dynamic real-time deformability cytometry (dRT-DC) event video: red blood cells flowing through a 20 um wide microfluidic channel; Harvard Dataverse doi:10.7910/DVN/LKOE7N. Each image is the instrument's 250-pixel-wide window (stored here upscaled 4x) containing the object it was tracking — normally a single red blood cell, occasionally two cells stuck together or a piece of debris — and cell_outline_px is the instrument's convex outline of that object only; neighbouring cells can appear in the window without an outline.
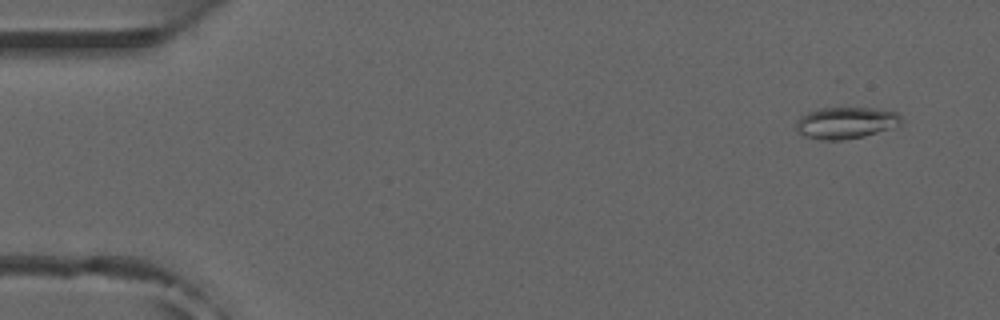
{"species": "common noctule bat (a hibernating species)", "species_latin": "Nyctalus noctula", "temperature_condition": "room temperature", "stored_images_in_passage": 12, "camera_frame_rate_fps": 3000, "um_per_image_px": 0.085, "animal": {"sex": "male", "forearm_length_mm": 52.5}, "frame": {"image": 1, "passage_image": 4, "time_ms": 1.0, "image_size_px": [1000, 320], "cell_outline_px": [[904, 124], [892, 128], [864, 136], [840, 140], [820, 140], [804, 136], [796, 132], [796, 120], [800, 116], [808, 112], [820, 108], [872, 108], [896, 112], [904, 120]], "centroid_in_image_um": [71.9, 10.44], "position_along_channel_um": 13.1, "area_um2": 19.59}}